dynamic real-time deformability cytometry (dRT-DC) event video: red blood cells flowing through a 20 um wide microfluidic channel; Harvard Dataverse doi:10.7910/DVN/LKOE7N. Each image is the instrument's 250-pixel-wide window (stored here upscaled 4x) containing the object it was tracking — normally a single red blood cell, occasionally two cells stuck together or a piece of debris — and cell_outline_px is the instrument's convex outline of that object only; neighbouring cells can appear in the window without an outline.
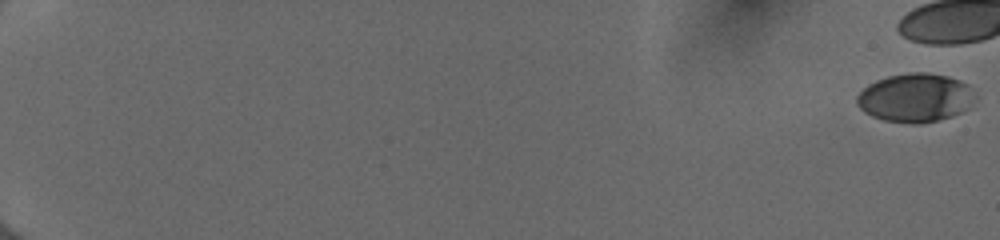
{"species": "human", "species_latin": "Homo sapiens", "temperature_condition": "cold", "stored_images_in_passage": 14, "camera_frame_rate_fps": 3000, "um_per_image_px": 0.085, "donor": {"sex": "female"}, "frame": {"image": 1, "passage_image": 1, "time_ms": 0.0, "image_size_px": [1000, 240], "cell_outline_px": [[968, 108], [952, 116], [920, 124], [884, 120], [872, 116], [864, 112], [856, 104], [856, 96], [868, 84], [876, 80], [888, 76], [908, 72], [928, 72], [948, 76], [960, 80], [968, 84]], "centroid_in_image_um": [77.7, 8.29], "position_along_channel_um": 7.3, "area_um2": 32.89}}